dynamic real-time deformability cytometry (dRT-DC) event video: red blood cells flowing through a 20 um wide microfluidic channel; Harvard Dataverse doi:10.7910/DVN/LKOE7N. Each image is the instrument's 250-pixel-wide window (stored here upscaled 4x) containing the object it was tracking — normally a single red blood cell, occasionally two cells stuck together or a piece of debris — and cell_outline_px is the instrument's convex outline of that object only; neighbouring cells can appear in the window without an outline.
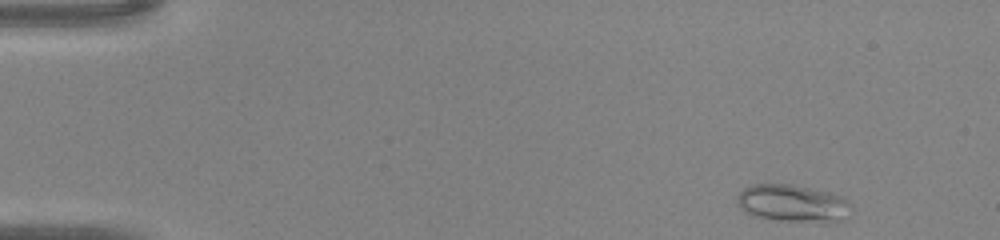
{"species": "common noctule bat (a hibernating species)", "species_latin": "Nyctalus noctula", "temperature_condition": "warm", "stored_images_in_passage": 41, "camera_frame_rate_fps": 3000, "um_per_image_px": 0.085, "animal": {"sex": "male", "body_mass_g": 20.0, "forearm_length_mm": 53.3}, "frame": {"image": 1, "passage_image": 1, "time_ms": 0.0, "image_size_px": [1000, 240], "cell_outline_px": [[852, 208], [848, 216], [840, 220], [824, 224], [820, 224], [776, 220], [752, 216], [744, 212], [736, 204], [736, 196], [744, 188], [752, 184], [792, 184], [828, 192], [840, 196], [848, 200]], "centroid_in_image_um": [67.37, 17.32], "position_along_channel_um": 17.6, "area_um2": 25.55}}
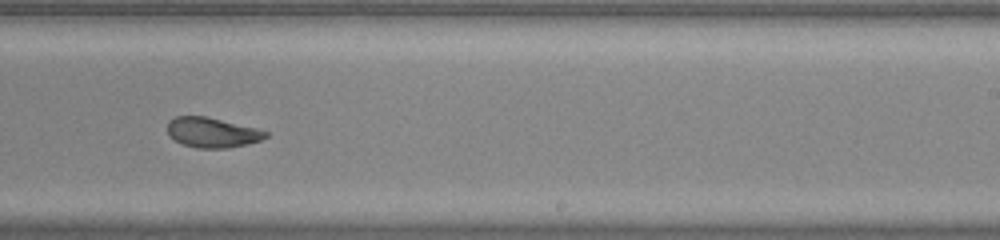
{"frame": {"image": 2, "passage_image": 25, "time_ms": 8.0, "image_size_px": [1000, 240], "cell_outline_px": [[268, 136], [260, 140], [248, 144], [228, 148], [196, 148], [180, 144], [168, 136], [168, 120], [176, 116], [204, 116], [256, 128], [268, 132]], "centroid_in_image_um": [17.99, 11.27], "position_along_channel_um": 271.0, "area_um2": 17.22}}
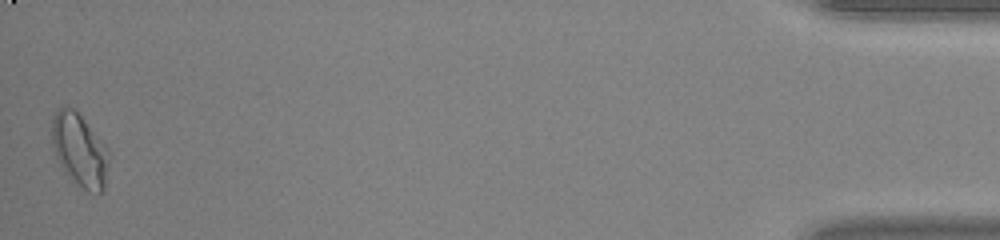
{"frame": {"image": 3, "passage_image": 41, "time_ms": 13.333, "image_size_px": [1000, 240], "cell_outline_px": [[108, 164], [104, 188], [100, 192], [88, 192], [76, 184], [68, 176], [60, 164], [56, 156], [52, 144], [52, 116], [64, 104], [76, 108], [108, 148]], "centroid_in_image_um": [6.76, 12.71], "position_along_channel_um": 428.4, "area_um2": 24.39}}